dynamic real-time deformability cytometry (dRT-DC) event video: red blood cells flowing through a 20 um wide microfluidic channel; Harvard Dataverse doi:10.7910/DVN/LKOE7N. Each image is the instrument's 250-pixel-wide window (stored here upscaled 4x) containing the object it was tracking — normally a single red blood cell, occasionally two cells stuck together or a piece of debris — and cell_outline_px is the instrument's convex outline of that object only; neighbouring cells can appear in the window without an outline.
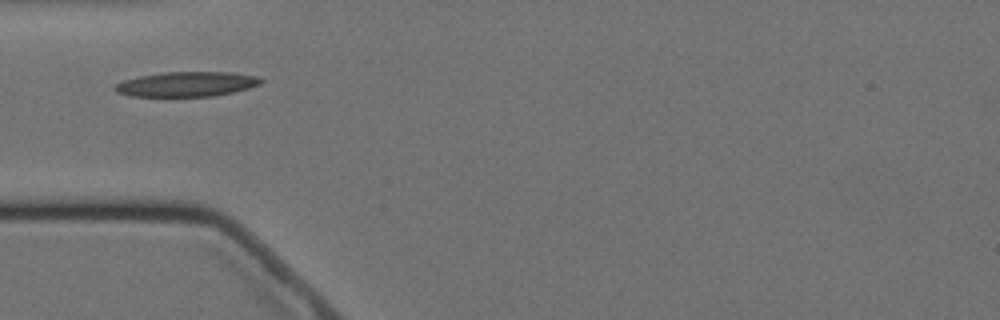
{"species": "Egyptian fruit bat (a non-hibernating species)", "species_latin": "Rousettus aegyptiacus", "temperature_condition": "cold", "stored_images_in_passage": 7, "camera_frame_rate_fps": 3000, "um_per_image_px": 0.085, "animal": {"sex": "female"}, "frame": {"image": 1, "passage_image": 1, "time_ms": 0.0, "image_size_px": [1000, 320], "cell_outline_px": [[264, 80], [260, 84], [248, 88], [232, 92], [212, 96], [132, 96], [116, 92], [112, 88], [116, 84], [124, 80], [140, 76], [164, 72], [232, 72], [256, 76]], "centroid_in_image_um": [15.86, 7.15], "position_along_channel_um": 69.1, "area_um2": 20.98}}
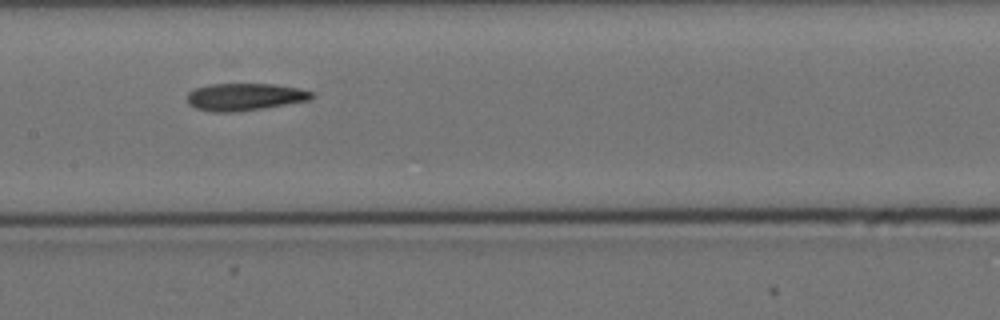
{"frame": {"image": 2, "passage_image": 4, "time_ms": 3.333, "image_size_px": [1000, 320], "cell_outline_px": [[312, 96], [308, 100], [236, 112], [212, 112], [196, 108], [188, 104], [188, 92], [196, 88], [212, 84], [272, 84], [300, 88], [312, 92]], "centroid_in_image_um": [20.76, 8.23], "position_along_channel_um": 186.6, "area_um2": 19.48}}
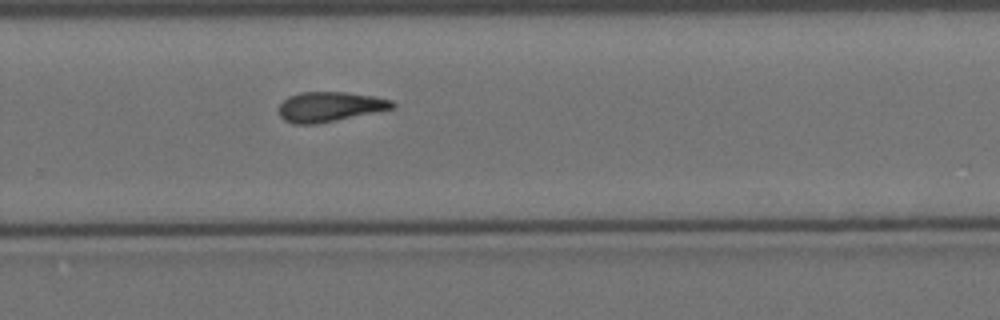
{"frame": {"image": 3, "passage_image": 7, "time_ms": 6.667, "image_size_px": [1000, 320], "cell_outline_px": [[396, 108], [316, 124], [292, 124], [284, 120], [280, 116], [280, 104], [288, 96], [300, 92], [344, 92], [372, 96], [392, 100], [396, 104]], "centroid_in_image_um": [28.03, 9.07], "position_along_channel_um": 301.8, "area_um2": 19.71}}